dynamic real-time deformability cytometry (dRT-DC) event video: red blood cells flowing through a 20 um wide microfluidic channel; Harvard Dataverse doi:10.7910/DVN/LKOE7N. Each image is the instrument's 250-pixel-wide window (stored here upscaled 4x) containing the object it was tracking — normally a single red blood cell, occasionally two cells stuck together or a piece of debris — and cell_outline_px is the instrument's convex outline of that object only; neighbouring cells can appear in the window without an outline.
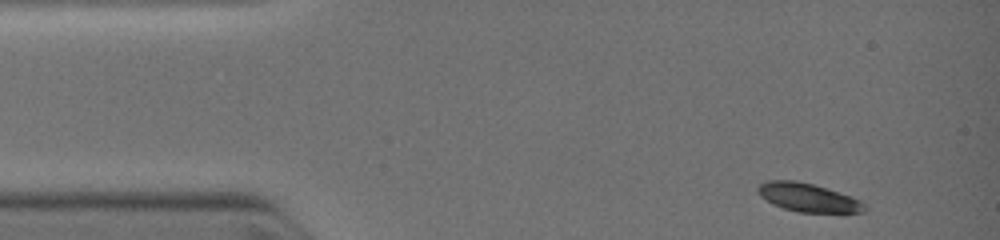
{"species": "common noctule bat (a hibernating species)", "species_latin": "Nyctalus noctula", "temperature_condition": "warm", "stored_images_in_passage": 6, "camera_frame_rate_fps": 3000, "um_per_image_px": 0.085, "animal": {"sex": "female", "body_mass_g": 19.0, "forearm_length_mm": 51.5}, "frame": {"image": 1, "passage_image": 1, "time_ms": 0.0, "image_size_px": [1000, 240], "cell_outline_px": [[868, 208], [864, 212], [800, 212], [784, 208], [772, 204], [760, 196], [756, 192], [756, 188], [764, 180], [792, 180], [812, 184], [828, 188], [852, 196], [860, 200]], "centroid_in_image_um": [68.66, 16.78], "position_along_channel_um": 16.3, "area_um2": 17.8}}
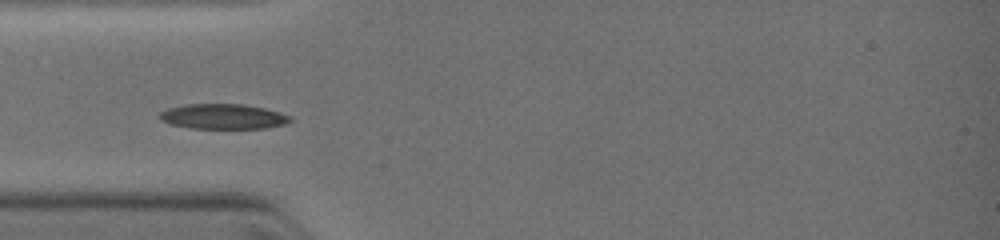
{"frame": {"image": 2, "passage_image": 5, "time_ms": 2.667, "image_size_px": [1000, 240], "cell_outline_px": [[292, 120], [284, 124], [264, 128], [192, 128], [172, 124], [160, 120], [160, 112], [168, 108], [188, 104], [244, 104], [264, 108], [280, 112], [288, 116]], "centroid_in_image_um": [18.96, 9.89], "position_along_channel_um": 66.0, "area_um2": 18.84}}